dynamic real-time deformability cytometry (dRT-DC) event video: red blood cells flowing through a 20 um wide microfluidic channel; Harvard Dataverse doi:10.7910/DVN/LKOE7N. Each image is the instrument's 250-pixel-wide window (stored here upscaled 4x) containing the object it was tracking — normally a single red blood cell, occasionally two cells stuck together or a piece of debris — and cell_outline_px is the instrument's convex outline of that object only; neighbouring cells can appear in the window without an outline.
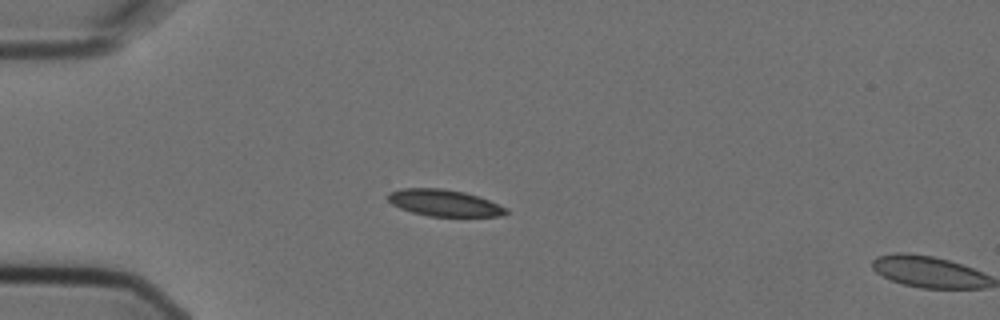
{"species": "Egyptian fruit bat (a non-hibernating species)", "species_latin": "Rousettus aegyptiacus", "temperature_condition": "cold", "stored_images_in_passage": 2, "camera_frame_rate_fps": 3000, "um_per_image_px": 0.085, "animal": {"sex": "female"}, "frame": {"image": 1, "passage_image": 1, "time_ms": 0.0, "image_size_px": [1000, 320], "cell_outline_px": [[508, 212], [504, 216], [428, 216], [412, 212], [400, 208], [392, 204], [388, 200], [388, 192], [404, 188], [440, 188], [464, 192], [488, 200], [508, 208]], "centroid_in_image_um": [37.75, 17.25], "position_along_channel_um": 47.2, "area_um2": 18.21}}